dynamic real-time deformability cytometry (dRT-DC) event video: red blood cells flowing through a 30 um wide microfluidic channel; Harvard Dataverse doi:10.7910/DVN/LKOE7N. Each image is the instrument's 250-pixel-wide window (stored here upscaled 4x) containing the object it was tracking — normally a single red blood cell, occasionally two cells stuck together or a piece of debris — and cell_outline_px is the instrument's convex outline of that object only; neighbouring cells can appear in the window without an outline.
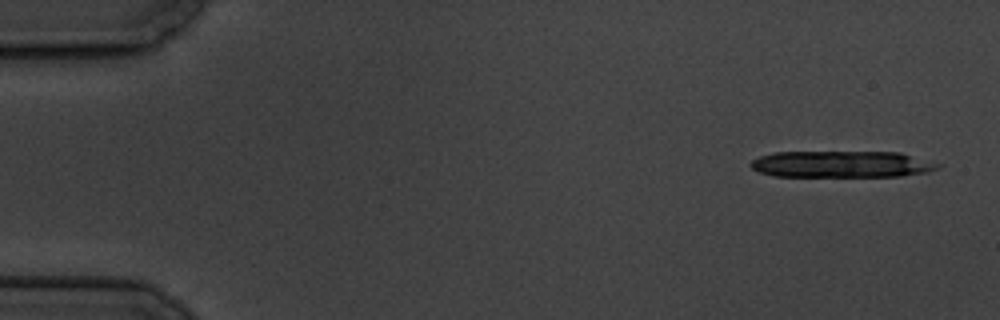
{"species": "common noctule bat (a hibernating species)", "species_latin": "Nyctalus noctula", "temperature_condition": "cold", "stored_images_in_passage": 6, "camera_frame_rate_fps": 3000, "um_per_image_px": 0.085, "animal": {"sex": "male", "body_mass_g": 19.5, "forearm_length_mm": 54.6}, "frame": {"image": 1, "passage_image": 1, "time_ms": 0.0, "image_size_px": [1000, 320], "cell_outline_px": [[944, 164], [940, 168], [928, 172], [900, 176], [772, 176], [760, 172], [752, 168], [748, 164], [752, 160], [760, 156], [776, 152], [900, 152]], "centroid_in_image_um": [71.59, 13.95], "position_along_channel_um": 13.4, "area_um2": 29.19}}